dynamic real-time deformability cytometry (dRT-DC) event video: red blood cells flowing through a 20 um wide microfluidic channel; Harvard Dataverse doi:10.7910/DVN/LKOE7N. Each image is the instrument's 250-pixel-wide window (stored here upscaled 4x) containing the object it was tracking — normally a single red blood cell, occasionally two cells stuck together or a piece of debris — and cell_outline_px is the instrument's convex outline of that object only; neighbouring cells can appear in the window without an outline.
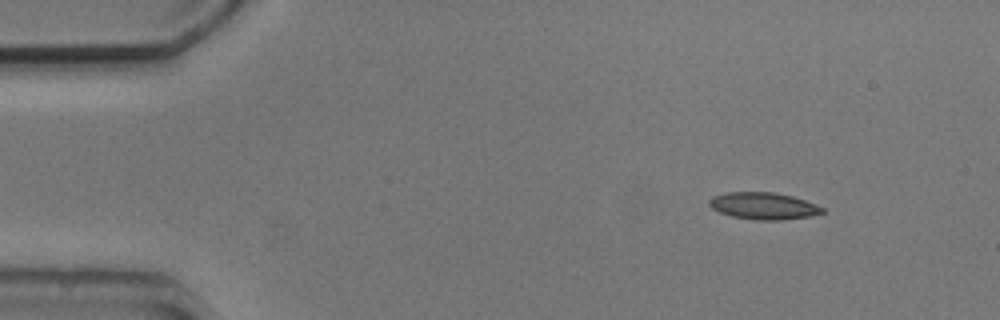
{"species": "common noctule bat (a hibernating species)", "species_latin": "Nyctalus noctula", "temperature_condition": "cold", "stored_images_in_passage": 5, "camera_frame_rate_fps": 3000, "um_per_image_px": 0.085, "animal": {"sex": "male", "body_mass_g": 20.5, "forearm_length_mm": 52.5}, "frame": {"image": 1, "passage_image": 1, "time_ms": 0.0, "image_size_px": [1000, 320], "cell_outline_px": [[824, 212], [808, 216], [780, 220], [756, 220], [732, 216], [720, 212], [712, 208], [708, 204], [708, 200], [712, 196], [728, 192], [772, 192], [792, 196], [804, 200], [824, 208]], "centroid_in_image_um": [64.85, 17.5], "position_along_channel_um": 20.1, "area_um2": 17.57}}
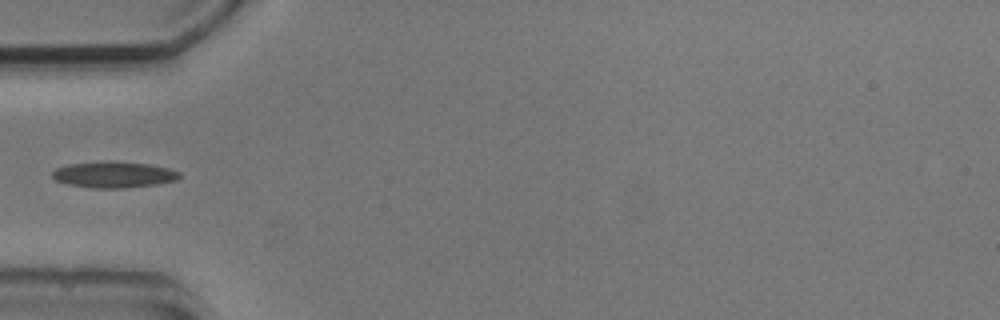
{"frame": {"image": 2, "passage_image": 4, "time_ms": 3.667, "image_size_px": [1000, 320], "cell_outline_px": [[180, 176], [176, 180], [156, 184], [124, 188], [92, 188], [68, 184], [56, 180], [52, 176], [52, 172], [56, 168], [68, 164], [104, 160], [116, 160], [148, 164], [168, 168], [180, 172]], "centroid_in_image_um": [9.65, 14.82], "position_along_channel_um": 75.3, "area_um2": 19.59}}